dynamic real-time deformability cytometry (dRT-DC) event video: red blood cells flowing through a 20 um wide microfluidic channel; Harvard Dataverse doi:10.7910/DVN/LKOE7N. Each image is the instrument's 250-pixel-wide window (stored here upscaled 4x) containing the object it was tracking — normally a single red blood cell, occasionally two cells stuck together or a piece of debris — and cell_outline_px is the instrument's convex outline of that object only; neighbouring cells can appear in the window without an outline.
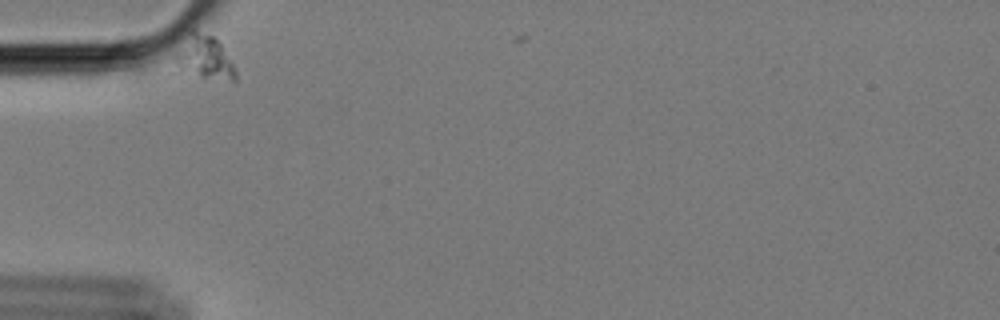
{"species": "Egyptian fruit bat (a non-hibernating species)", "species_latin": "Rousettus aegyptiacus", "temperature_condition": "cold", "stored_images_in_passage": 11, "camera_frame_rate_fps": 3000, "um_per_image_px": 0.085, "animal": {"sex": "female"}, "frame": {"image": 1, "passage_image": 1, "time_ms": 0.0, "image_size_px": [1000, 320], "cell_outline_px": [[236, 80], [232, 80], [200, 76], [172, 72], [176, 56], [192, 28], [212, 36], [220, 44], [232, 64], [236, 72]], "centroid_in_image_um": [17.3, 4.92], "position_along_channel_um": 67.7, "area_um2": 15.03}}
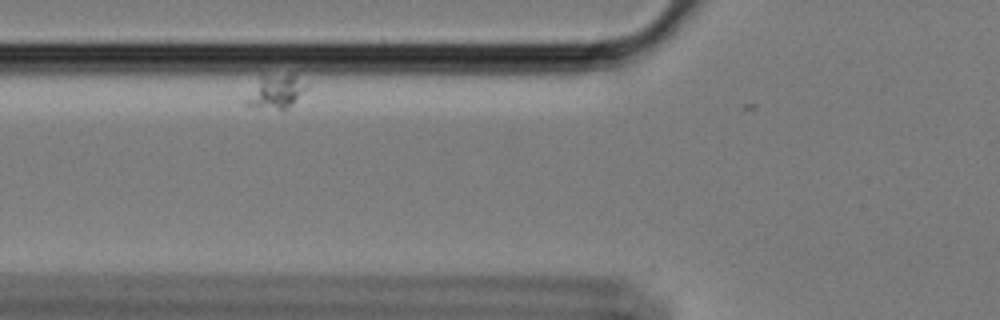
{"frame": {"image": 2, "passage_image": 6, "time_ms": 1.667, "image_size_px": [1000, 320], "cell_outline_px": [[308, 88], [292, 104], [284, 108], [276, 108], [244, 104], [244, 100], [260, 76], [296, 76], [308, 84]], "centroid_in_image_um": [23.46, 7.78], "position_along_channel_um": 102.3, "area_um2": 11.1}}